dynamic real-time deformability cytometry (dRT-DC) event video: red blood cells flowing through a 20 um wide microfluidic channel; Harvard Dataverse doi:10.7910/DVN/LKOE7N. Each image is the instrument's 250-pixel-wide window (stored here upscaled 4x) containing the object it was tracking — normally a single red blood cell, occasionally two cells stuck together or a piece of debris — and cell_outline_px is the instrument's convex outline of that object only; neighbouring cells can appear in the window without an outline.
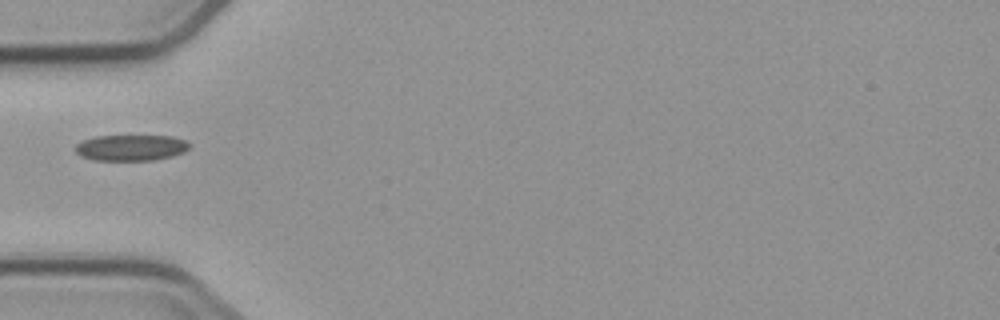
{"species": "common noctule bat (a hibernating species)", "species_latin": "Nyctalus noctula", "temperature_condition": "cold", "stored_images_in_passage": 3, "camera_frame_rate_fps": 3000, "um_per_image_px": 0.085, "animal": {"sex": "male", "body_mass_g": 23.1, "forearm_length_mm": 52.7}, "frame": {"image": 1, "passage_image": 3, "time_ms": 3.0, "image_size_px": [1000, 320], "cell_outline_px": [[192, 144], [184, 152], [172, 156], [152, 160], [92, 160], [80, 156], [76, 152], [76, 144], [84, 140], [96, 136], [172, 136], [184, 140]], "centroid_in_image_um": [11.14, 12.55], "position_along_channel_um": 73.9, "area_um2": 17.22}}